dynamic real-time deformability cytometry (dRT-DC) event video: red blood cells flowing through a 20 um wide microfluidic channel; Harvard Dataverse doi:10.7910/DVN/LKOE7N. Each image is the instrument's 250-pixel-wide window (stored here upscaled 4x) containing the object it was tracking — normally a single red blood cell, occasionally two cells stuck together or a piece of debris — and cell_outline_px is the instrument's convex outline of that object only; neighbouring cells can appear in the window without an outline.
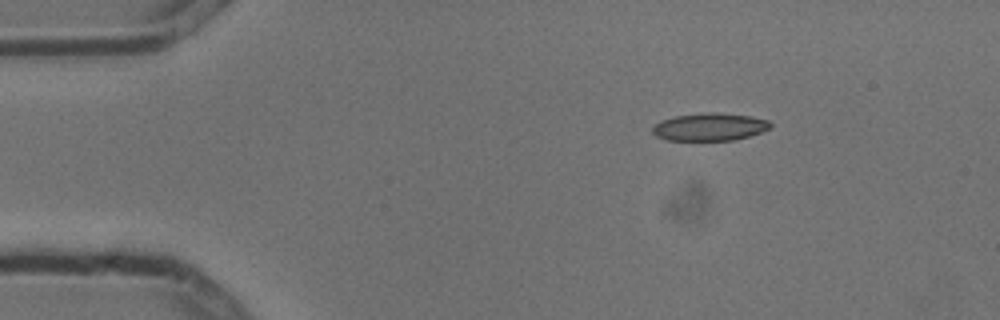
{"species": "common noctule bat (a hibernating species)", "species_latin": "Nyctalus noctula", "temperature_condition": "cold", "stored_images_in_passage": 3, "camera_frame_rate_fps": 3000, "um_per_image_px": 0.085, "animal": {"sex": "male", "body_mass_g": 13.3}, "frame": {"image": 1, "passage_image": 1, "time_ms": 0.0, "image_size_px": [1000, 320], "cell_outline_px": [[772, 124], [768, 128], [760, 132], [748, 136], [732, 140], [664, 140], [656, 136], [652, 132], [652, 128], [660, 120], [676, 116], [708, 112], [712, 112], [752, 116], [768, 120]], "centroid_in_image_um": [60.29, 10.78], "position_along_channel_um": 24.7, "area_um2": 18.84}}